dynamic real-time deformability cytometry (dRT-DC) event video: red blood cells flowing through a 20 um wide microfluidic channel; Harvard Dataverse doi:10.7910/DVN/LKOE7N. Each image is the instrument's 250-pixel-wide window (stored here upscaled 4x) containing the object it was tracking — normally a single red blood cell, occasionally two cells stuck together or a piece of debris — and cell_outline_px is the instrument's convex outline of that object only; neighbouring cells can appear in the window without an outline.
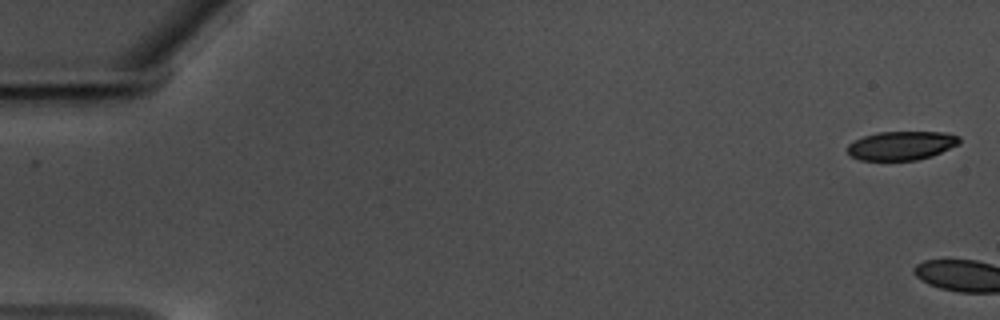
{"species": "common noctule bat (a hibernating species)", "species_latin": "Nyctalus noctula", "temperature_condition": "warm", "stored_images_in_passage": 4, "camera_frame_rate_fps": 3000, "um_per_image_px": 0.085, "animal": {"sex": "male", "body_mass_g": 17.5, "forearm_length_mm": 52.3}, "frame": {"image": 1, "passage_image": 1, "time_ms": 0.0, "image_size_px": [1000, 320], "cell_outline_px": [[960, 144], [932, 156], [916, 160], [860, 160], [852, 156], [848, 152], [848, 144], [864, 136], [876, 132], [948, 132], [960, 136]], "centroid_in_image_um": [76.67, 12.37], "position_along_channel_um": 8.3, "area_um2": 18.84}}